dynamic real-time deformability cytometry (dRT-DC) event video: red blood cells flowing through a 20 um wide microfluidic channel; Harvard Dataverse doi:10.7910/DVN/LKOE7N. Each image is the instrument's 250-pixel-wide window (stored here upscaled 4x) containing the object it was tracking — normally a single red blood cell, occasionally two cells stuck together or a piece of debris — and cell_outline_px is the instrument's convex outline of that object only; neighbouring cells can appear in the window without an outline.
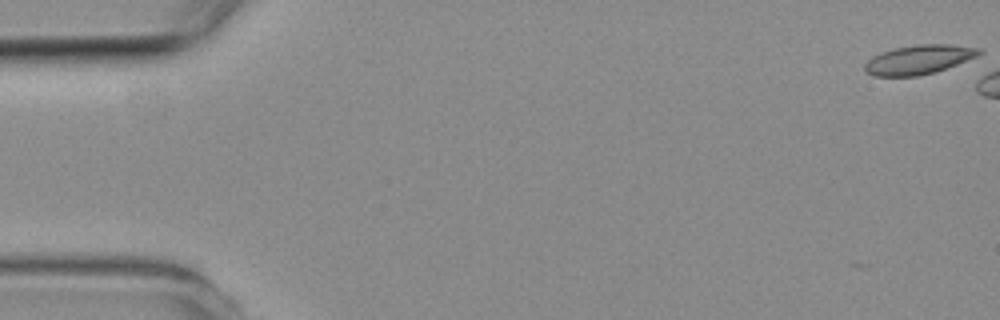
{"species": "common noctule bat (a hibernating species)", "species_latin": "Nyctalus noctula", "temperature_condition": "room temperature", "stored_images_in_passage": 5, "camera_frame_rate_fps": 3000, "um_per_image_px": 0.085, "animal": {"sex": "female", "body_mass_g": 19.3, "forearm_length_mm": 54.1}, "frame": {"image": 1, "passage_image": 1, "time_ms": 0.0, "image_size_px": [1000, 320], "cell_outline_px": [[984, 52], [976, 56], [956, 64], [932, 72], [916, 76], [876, 76], [868, 72], [864, 68], [864, 64], [872, 56], [880, 52], [896, 48], [920, 44], [952, 44], [980, 48]], "centroid_in_image_um": [78.09, 5.05], "position_along_channel_um": 6.9, "area_um2": 19.13}}
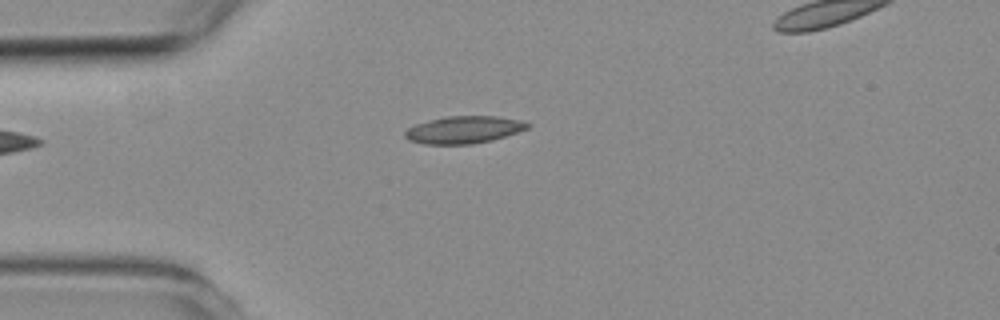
{"frame": {"image": 2, "passage_image": 5, "time_ms": 5.667, "image_size_px": [1000, 320], "cell_outline_px": [[532, 124], [528, 128], [492, 140], [472, 144], [424, 144], [408, 140], [404, 136], [404, 132], [408, 128], [416, 124], [448, 116], [496, 116], [520, 120]], "centroid_in_image_um": [39.42, 11.03], "position_along_channel_um": 45.6, "area_um2": 19.31}}